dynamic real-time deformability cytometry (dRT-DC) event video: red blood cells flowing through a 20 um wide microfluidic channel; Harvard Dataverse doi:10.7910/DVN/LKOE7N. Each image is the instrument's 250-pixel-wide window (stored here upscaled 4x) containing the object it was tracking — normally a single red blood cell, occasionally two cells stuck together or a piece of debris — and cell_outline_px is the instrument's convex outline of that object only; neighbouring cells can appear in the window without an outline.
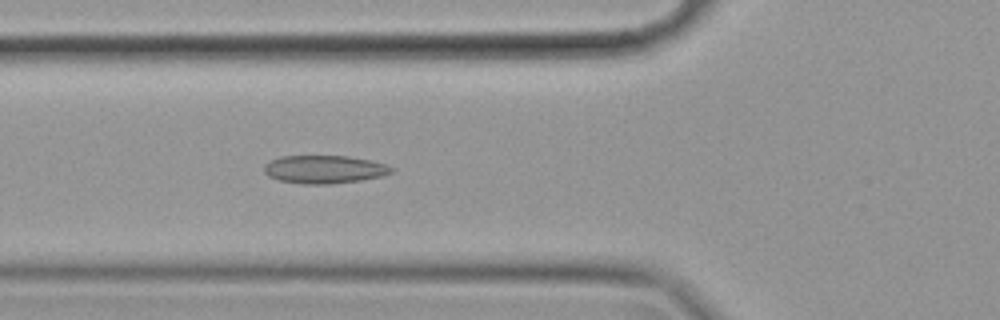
{"species": "common noctule bat (a hibernating species)", "species_latin": "Nyctalus noctula", "temperature_condition": "cold", "stored_images_in_passage": 57, "camera_frame_rate_fps": 3000, "um_per_image_px": 0.085, "animal": {"sex": "female", "body_mass_g": 19.9}, "frame": {"image": 1, "passage_image": 21, "time_ms": 6.667, "image_size_px": [1000, 320], "cell_outline_px": [[392, 172], [380, 176], [360, 180], [332, 184], [304, 184], [280, 180], [268, 176], [264, 172], [264, 164], [280, 156], [348, 156], [388, 164], [392, 168]], "centroid_in_image_um": [27.54, 14.39], "position_along_channel_um": 98.3, "area_um2": 20.69}}
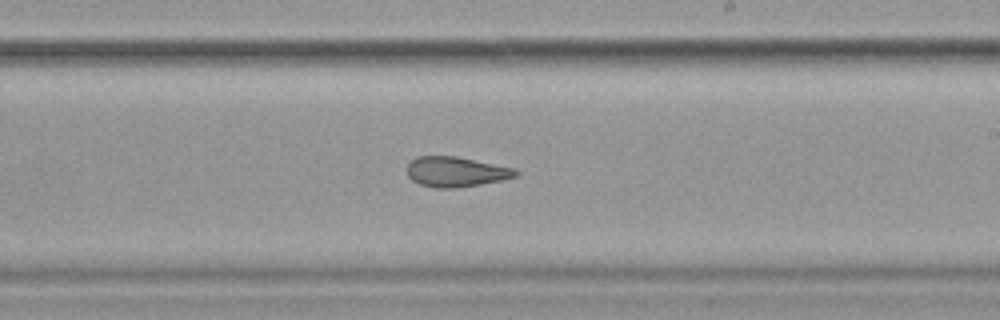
{"frame": {"image": 2, "passage_image": 34, "time_ms": 11.0, "image_size_px": [1000, 320], "cell_outline_px": [[520, 176], [480, 184], [452, 188], [436, 188], [420, 184], [412, 180], [408, 176], [404, 168], [416, 156], [456, 156], [516, 168], [520, 172]], "centroid_in_image_um": [38.76, 14.59], "position_along_channel_um": 250.2, "area_um2": 19.25}}
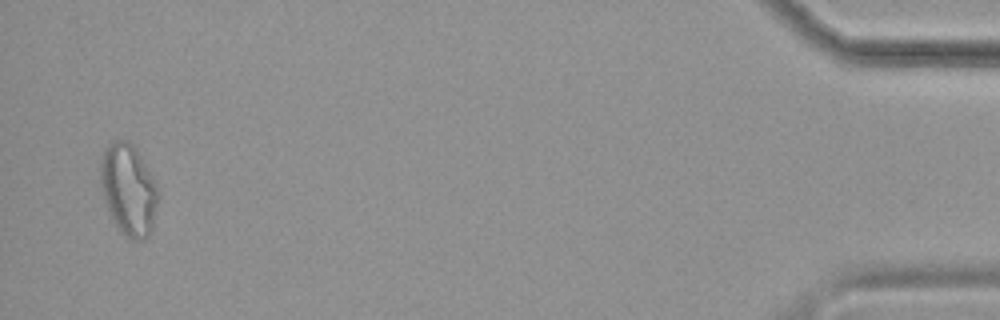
{"frame": {"image": 3, "passage_image": 56, "time_ms": 18.333, "image_size_px": [1000, 320], "cell_outline_px": [[160, 200], [152, 232], [144, 240], [132, 240], [124, 236], [120, 232], [112, 220], [108, 212], [104, 200], [100, 180], [100, 160], [104, 148], [112, 140], [128, 140], [136, 148], [160, 188]], "centroid_in_image_um": [10.96, 16.15], "position_along_channel_um": 424.2, "area_um2": 31.79}, "authors_computed_cell_mechanics": {"area_um2": 21.9062, "velocity_mm_per_s": 3.5136, "shape_relaxation_time_tau1_ms": null, "shape_relaxation_time_tau2_ms": 4.0363, "deformation_change_tau1": null, "deformation_change_tau2": 0.1195}}